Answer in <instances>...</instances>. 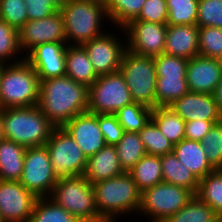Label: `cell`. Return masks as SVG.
Instances as JSON below:
<instances>
[{
	"instance_id": "obj_19",
	"label": "cell",
	"mask_w": 222,
	"mask_h": 222,
	"mask_svg": "<svg viewBox=\"0 0 222 222\" xmlns=\"http://www.w3.org/2000/svg\"><path fill=\"white\" fill-rule=\"evenodd\" d=\"M222 77L217 58L197 55L188 60L186 80L189 91L213 94Z\"/></svg>"
},
{
	"instance_id": "obj_21",
	"label": "cell",
	"mask_w": 222,
	"mask_h": 222,
	"mask_svg": "<svg viewBox=\"0 0 222 222\" xmlns=\"http://www.w3.org/2000/svg\"><path fill=\"white\" fill-rule=\"evenodd\" d=\"M120 166L117 149L112 145H105L96 154L87 158V165L83 176L95 183L123 174Z\"/></svg>"
},
{
	"instance_id": "obj_7",
	"label": "cell",
	"mask_w": 222,
	"mask_h": 222,
	"mask_svg": "<svg viewBox=\"0 0 222 222\" xmlns=\"http://www.w3.org/2000/svg\"><path fill=\"white\" fill-rule=\"evenodd\" d=\"M124 76L134 102L157 107V74L153 57L139 56L126 50L119 70Z\"/></svg>"
},
{
	"instance_id": "obj_11",
	"label": "cell",
	"mask_w": 222,
	"mask_h": 222,
	"mask_svg": "<svg viewBox=\"0 0 222 222\" xmlns=\"http://www.w3.org/2000/svg\"><path fill=\"white\" fill-rule=\"evenodd\" d=\"M115 29L112 31L110 28L103 35L82 45L88 53L97 76L107 75L120 70L123 55L127 50L126 35L123 27H115ZM117 30H119L118 34Z\"/></svg>"
},
{
	"instance_id": "obj_12",
	"label": "cell",
	"mask_w": 222,
	"mask_h": 222,
	"mask_svg": "<svg viewBox=\"0 0 222 222\" xmlns=\"http://www.w3.org/2000/svg\"><path fill=\"white\" fill-rule=\"evenodd\" d=\"M57 180L46 146L26 148L19 182L37 198H44L49 197Z\"/></svg>"
},
{
	"instance_id": "obj_46",
	"label": "cell",
	"mask_w": 222,
	"mask_h": 222,
	"mask_svg": "<svg viewBox=\"0 0 222 222\" xmlns=\"http://www.w3.org/2000/svg\"><path fill=\"white\" fill-rule=\"evenodd\" d=\"M217 122L219 121L192 120L185 122V139L201 142Z\"/></svg>"
},
{
	"instance_id": "obj_47",
	"label": "cell",
	"mask_w": 222,
	"mask_h": 222,
	"mask_svg": "<svg viewBox=\"0 0 222 222\" xmlns=\"http://www.w3.org/2000/svg\"><path fill=\"white\" fill-rule=\"evenodd\" d=\"M213 95L217 103L218 110L220 114L222 115V77H221V80L218 82Z\"/></svg>"
},
{
	"instance_id": "obj_37",
	"label": "cell",
	"mask_w": 222,
	"mask_h": 222,
	"mask_svg": "<svg viewBox=\"0 0 222 222\" xmlns=\"http://www.w3.org/2000/svg\"><path fill=\"white\" fill-rule=\"evenodd\" d=\"M199 0H166L167 25H196Z\"/></svg>"
},
{
	"instance_id": "obj_43",
	"label": "cell",
	"mask_w": 222,
	"mask_h": 222,
	"mask_svg": "<svg viewBox=\"0 0 222 222\" xmlns=\"http://www.w3.org/2000/svg\"><path fill=\"white\" fill-rule=\"evenodd\" d=\"M133 20L167 24L168 9L166 0H146L142 6L141 12Z\"/></svg>"
},
{
	"instance_id": "obj_3",
	"label": "cell",
	"mask_w": 222,
	"mask_h": 222,
	"mask_svg": "<svg viewBox=\"0 0 222 222\" xmlns=\"http://www.w3.org/2000/svg\"><path fill=\"white\" fill-rule=\"evenodd\" d=\"M59 11L63 15L67 45H83L112 28L106 8L97 3L69 0Z\"/></svg>"
},
{
	"instance_id": "obj_41",
	"label": "cell",
	"mask_w": 222,
	"mask_h": 222,
	"mask_svg": "<svg viewBox=\"0 0 222 222\" xmlns=\"http://www.w3.org/2000/svg\"><path fill=\"white\" fill-rule=\"evenodd\" d=\"M157 77H186L188 60L162 53L154 57Z\"/></svg>"
},
{
	"instance_id": "obj_44",
	"label": "cell",
	"mask_w": 222,
	"mask_h": 222,
	"mask_svg": "<svg viewBox=\"0 0 222 222\" xmlns=\"http://www.w3.org/2000/svg\"><path fill=\"white\" fill-rule=\"evenodd\" d=\"M98 125L106 145L115 146L125 132L115 114H98Z\"/></svg>"
},
{
	"instance_id": "obj_13",
	"label": "cell",
	"mask_w": 222,
	"mask_h": 222,
	"mask_svg": "<svg viewBox=\"0 0 222 222\" xmlns=\"http://www.w3.org/2000/svg\"><path fill=\"white\" fill-rule=\"evenodd\" d=\"M123 30L130 52L153 58L164 52L167 24L130 20Z\"/></svg>"
},
{
	"instance_id": "obj_48",
	"label": "cell",
	"mask_w": 222,
	"mask_h": 222,
	"mask_svg": "<svg viewBox=\"0 0 222 222\" xmlns=\"http://www.w3.org/2000/svg\"><path fill=\"white\" fill-rule=\"evenodd\" d=\"M52 4L60 10L69 0H49Z\"/></svg>"
},
{
	"instance_id": "obj_6",
	"label": "cell",
	"mask_w": 222,
	"mask_h": 222,
	"mask_svg": "<svg viewBox=\"0 0 222 222\" xmlns=\"http://www.w3.org/2000/svg\"><path fill=\"white\" fill-rule=\"evenodd\" d=\"M48 198L82 222H105L99 216L93 184L83 175L58 179Z\"/></svg>"
},
{
	"instance_id": "obj_8",
	"label": "cell",
	"mask_w": 222,
	"mask_h": 222,
	"mask_svg": "<svg viewBox=\"0 0 222 222\" xmlns=\"http://www.w3.org/2000/svg\"><path fill=\"white\" fill-rule=\"evenodd\" d=\"M193 196L186 188L160 182L141 192L138 214L144 216L147 222H163L183 208Z\"/></svg>"
},
{
	"instance_id": "obj_23",
	"label": "cell",
	"mask_w": 222,
	"mask_h": 222,
	"mask_svg": "<svg viewBox=\"0 0 222 222\" xmlns=\"http://www.w3.org/2000/svg\"><path fill=\"white\" fill-rule=\"evenodd\" d=\"M65 67L69 78L87 87L98 78L88 53L82 45H67Z\"/></svg>"
},
{
	"instance_id": "obj_17",
	"label": "cell",
	"mask_w": 222,
	"mask_h": 222,
	"mask_svg": "<svg viewBox=\"0 0 222 222\" xmlns=\"http://www.w3.org/2000/svg\"><path fill=\"white\" fill-rule=\"evenodd\" d=\"M63 128L75 140L87 158L96 154L106 145L98 125V114L89 111L78 114Z\"/></svg>"
},
{
	"instance_id": "obj_26",
	"label": "cell",
	"mask_w": 222,
	"mask_h": 222,
	"mask_svg": "<svg viewBox=\"0 0 222 222\" xmlns=\"http://www.w3.org/2000/svg\"><path fill=\"white\" fill-rule=\"evenodd\" d=\"M128 173L140 192L163 182L160 156L144 155Z\"/></svg>"
},
{
	"instance_id": "obj_25",
	"label": "cell",
	"mask_w": 222,
	"mask_h": 222,
	"mask_svg": "<svg viewBox=\"0 0 222 222\" xmlns=\"http://www.w3.org/2000/svg\"><path fill=\"white\" fill-rule=\"evenodd\" d=\"M160 160L163 182L186 188L196 194L199 180L173 152L160 156Z\"/></svg>"
},
{
	"instance_id": "obj_16",
	"label": "cell",
	"mask_w": 222,
	"mask_h": 222,
	"mask_svg": "<svg viewBox=\"0 0 222 222\" xmlns=\"http://www.w3.org/2000/svg\"><path fill=\"white\" fill-rule=\"evenodd\" d=\"M66 42H51L37 45L25 60L37 72L40 81L66 75Z\"/></svg>"
},
{
	"instance_id": "obj_5",
	"label": "cell",
	"mask_w": 222,
	"mask_h": 222,
	"mask_svg": "<svg viewBox=\"0 0 222 222\" xmlns=\"http://www.w3.org/2000/svg\"><path fill=\"white\" fill-rule=\"evenodd\" d=\"M39 92V76L25 59L3 65L0 72L1 109L38 105Z\"/></svg>"
},
{
	"instance_id": "obj_35",
	"label": "cell",
	"mask_w": 222,
	"mask_h": 222,
	"mask_svg": "<svg viewBox=\"0 0 222 222\" xmlns=\"http://www.w3.org/2000/svg\"><path fill=\"white\" fill-rule=\"evenodd\" d=\"M138 134L148 155L162 156L173 151L174 145L162 134L151 118Z\"/></svg>"
},
{
	"instance_id": "obj_49",
	"label": "cell",
	"mask_w": 222,
	"mask_h": 222,
	"mask_svg": "<svg viewBox=\"0 0 222 222\" xmlns=\"http://www.w3.org/2000/svg\"><path fill=\"white\" fill-rule=\"evenodd\" d=\"M85 1L97 3V4H100V5L104 6L105 8H107L110 0H85Z\"/></svg>"
},
{
	"instance_id": "obj_45",
	"label": "cell",
	"mask_w": 222,
	"mask_h": 222,
	"mask_svg": "<svg viewBox=\"0 0 222 222\" xmlns=\"http://www.w3.org/2000/svg\"><path fill=\"white\" fill-rule=\"evenodd\" d=\"M28 20H38L48 17L58 9L49 0H24Z\"/></svg>"
},
{
	"instance_id": "obj_15",
	"label": "cell",
	"mask_w": 222,
	"mask_h": 222,
	"mask_svg": "<svg viewBox=\"0 0 222 222\" xmlns=\"http://www.w3.org/2000/svg\"><path fill=\"white\" fill-rule=\"evenodd\" d=\"M36 200L19 181L0 180V216L4 222H29Z\"/></svg>"
},
{
	"instance_id": "obj_51",
	"label": "cell",
	"mask_w": 222,
	"mask_h": 222,
	"mask_svg": "<svg viewBox=\"0 0 222 222\" xmlns=\"http://www.w3.org/2000/svg\"><path fill=\"white\" fill-rule=\"evenodd\" d=\"M217 60H218L219 63L222 65V53L219 55V57L217 58Z\"/></svg>"
},
{
	"instance_id": "obj_18",
	"label": "cell",
	"mask_w": 222,
	"mask_h": 222,
	"mask_svg": "<svg viewBox=\"0 0 222 222\" xmlns=\"http://www.w3.org/2000/svg\"><path fill=\"white\" fill-rule=\"evenodd\" d=\"M167 107L177 113L185 122L222 120L213 94L189 91Z\"/></svg>"
},
{
	"instance_id": "obj_29",
	"label": "cell",
	"mask_w": 222,
	"mask_h": 222,
	"mask_svg": "<svg viewBox=\"0 0 222 222\" xmlns=\"http://www.w3.org/2000/svg\"><path fill=\"white\" fill-rule=\"evenodd\" d=\"M115 147L120 166L124 172H128L147 154L138 132H124L123 137Z\"/></svg>"
},
{
	"instance_id": "obj_30",
	"label": "cell",
	"mask_w": 222,
	"mask_h": 222,
	"mask_svg": "<svg viewBox=\"0 0 222 222\" xmlns=\"http://www.w3.org/2000/svg\"><path fill=\"white\" fill-rule=\"evenodd\" d=\"M24 59L19 45V31L0 19V63L14 64Z\"/></svg>"
},
{
	"instance_id": "obj_34",
	"label": "cell",
	"mask_w": 222,
	"mask_h": 222,
	"mask_svg": "<svg viewBox=\"0 0 222 222\" xmlns=\"http://www.w3.org/2000/svg\"><path fill=\"white\" fill-rule=\"evenodd\" d=\"M188 92L186 77H157V107H167Z\"/></svg>"
},
{
	"instance_id": "obj_9",
	"label": "cell",
	"mask_w": 222,
	"mask_h": 222,
	"mask_svg": "<svg viewBox=\"0 0 222 222\" xmlns=\"http://www.w3.org/2000/svg\"><path fill=\"white\" fill-rule=\"evenodd\" d=\"M129 88L120 71L98 76L88 87V111L95 114H115L132 104Z\"/></svg>"
},
{
	"instance_id": "obj_2",
	"label": "cell",
	"mask_w": 222,
	"mask_h": 222,
	"mask_svg": "<svg viewBox=\"0 0 222 222\" xmlns=\"http://www.w3.org/2000/svg\"><path fill=\"white\" fill-rule=\"evenodd\" d=\"M93 190L99 216L105 222L138 215L141 192L128 172L93 183Z\"/></svg>"
},
{
	"instance_id": "obj_50",
	"label": "cell",
	"mask_w": 222,
	"mask_h": 222,
	"mask_svg": "<svg viewBox=\"0 0 222 222\" xmlns=\"http://www.w3.org/2000/svg\"><path fill=\"white\" fill-rule=\"evenodd\" d=\"M3 124H2V109L0 108V141L4 140Z\"/></svg>"
},
{
	"instance_id": "obj_32",
	"label": "cell",
	"mask_w": 222,
	"mask_h": 222,
	"mask_svg": "<svg viewBox=\"0 0 222 222\" xmlns=\"http://www.w3.org/2000/svg\"><path fill=\"white\" fill-rule=\"evenodd\" d=\"M29 222H82L50 198H37Z\"/></svg>"
},
{
	"instance_id": "obj_52",
	"label": "cell",
	"mask_w": 222,
	"mask_h": 222,
	"mask_svg": "<svg viewBox=\"0 0 222 222\" xmlns=\"http://www.w3.org/2000/svg\"><path fill=\"white\" fill-rule=\"evenodd\" d=\"M214 222H222V218H218Z\"/></svg>"
},
{
	"instance_id": "obj_39",
	"label": "cell",
	"mask_w": 222,
	"mask_h": 222,
	"mask_svg": "<svg viewBox=\"0 0 222 222\" xmlns=\"http://www.w3.org/2000/svg\"><path fill=\"white\" fill-rule=\"evenodd\" d=\"M199 55L218 58L222 53V29L216 27H198Z\"/></svg>"
},
{
	"instance_id": "obj_4",
	"label": "cell",
	"mask_w": 222,
	"mask_h": 222,
	"mask_svg": "<svg viewBox=\"0 0 222 222\" xmlns=\"http://www.w3.org/2000/svg\"><path fill=\"white\" fill-rule=\"evenodd\" d=\"M4 137L22 146H44L55 126L38 105L2 109Z\"/></svg>"
},
{
	"instance_id": "obj_38",
	"label": "cell",
	"mask_w": 222,
	"mask_h": 222,
	"mask_svg": "<svg viewBox=\"0 0 222 222\" xmlns=\"http://www.w3.org/2000/svg\"><path fill=\"white\" fill-rule=\"evenodd\" d=\"M201 142L209 164L222 169V120L212 126Z\"/></svg>"
},
{
	"instance_id": "obj_10",
	"label": "cell",
	"mask_w": 222,
	"mask_h": 222,
	"mask_svg": "<svg viewBox=\"0 0 222 222\" xmlns=\"http://www.w3.org/2000/svg\"><path fill=\"white\" fill-rule=\"evenodd\" d=\"M45 146L50 156L53 172L58 179L84 174L87 157L63 127L53 129Z\"/></svg>"
},
{
	"instance_id": "obj_1",
	"label": "cell",
	"mask_w": 222,
	"mask_h": 222,
	"mask_svg": "<svg viewBox=\"0 0 222 222\" xmlns=\"http://www.w3.org/2000/svg\"><path fill=\"white\" fill-rule=\"evenodd\" d=\"M38 107L55 127L88 111V87L67 75L40 81Z\"/></svg>"
},
{
	"instance_id": "obj_33",
	"label": "cell",
	"mask_w": 222,
	"mask_h": 222,
	"mask_svg": "<svg viewBox=\"0 0 222 222\" xmlns=\"http://www.w3.org/2000/svg\"><path fill=\"white\" fill-rule=\"evenodd\" d=\"M152 108L133 102L119 109L115 115L125 132H139L151 118Z\"/></svg>"
},
{
	"instance_id": "obj_31",
	"label": "cell",
	"mask_w": 222,
	"mask_h": 222,
	"mask_svg": "<svg viewBox=\"0 0 222 222\" xmlns=\"http://www.w3.org/2000/svg\"><path fill=\"white\" fill-rule=\"evenodd\" d=\"M216 219L215 211L194 195L183 208L163 222H214Z\"/></svg>"
},
{
	"instance_id": "obj_14",
	"label": "cell",
	"mask_w": 222,
	"mask_h": 222,
	"mask_svg": "<svg viewBox=\"0 0 222 222\" xmlns=\"http://www.w3.org/2000/svg\"><path fill=\"white\" fill-rule=\"evenodd\" d=\"M51 42H66L63 15L59 10L42 19L28 20L19 30V45L25 56L37 45Z\"/></svg>"
},
{
	"instance_id": "obj_40",
	"label": "cell",
	"mask_w": 222,
	"mask_h": 222,
	"mask_svg": "<svg viewBox=\"0 0 222 222\" xmlns=\"http://www.w3.org/2000/svg\"><path fill=\"white\" fill-rule=\"evenodd\" d=\"M196 25L222 29V0H199Z\"/></svg>"
},
{
	"instance_id": "obj_20",
	"label": "cell",
	"mask_w": 222,
	"mask_h": 222,
	"mask_svg": "<svg viewBox=\"0 0 222 222\" xmlns=\"http://www.w3.org/2000/svg\"><path fill=\"white\" fill-rule=\"evenodd\" d=\"M198 39L197 25H167L163 53L189 60L199 55Z\"/></svg>"
},
{
	"instance_id": "obj_28",
	"label": "cell",
	"mask_w": 222,
	"mask_h": 222,
	"mask_svg": "<svg viewBox=\"0 0 222 222\" xmlns=\"http://www.w3.org/2000/svg\"><path fill=\"white\" fill-rule=\"evenodd\" d=\"M195 195L208 204L218 218H222V169H215L199 180Z\"/></svg>"
},
{
	"instance_id": "obj_27",
	"label": "cell",
	"mask_w": 222,
	"mask_h": 222,
	"mask_svg": "<svg viewBox=\"0 0 222 222\" xmlns=\"http://www.w3.org/2000/svg\"><path fill=\"white\" fill-rule=\"evenodd\" d=\"M151 119L173 145L185 139V121L169 107L153 108Z\"/></svg>"
},
{
	"instance_id": "obj_42",
	"label": "cell",
	"mask_w": 222,
	"mask_h": 222,
	"mask_svg": "<svg viewBox=\"0 0 222 222\" xmlns=\"http://www.w3.org/2000/svg\"><path fill=\"white\" fill-rule=\"evenodd\" d=\"M24 0H0V19L18 31L28 21Z\"/></svg>"
},
{
	"instance_id": "obj_24",
	"label": "cell",
	"mask_w": 222,
	"mask_h": 222,
	"mask_svg": "<svg viewBox=\"0 0 222 222\" xmlns=\"http://www.w3.org/2000/svg\"><path fill=\"white\" fill-rule=\"evenodd\" d=\"M26 147L14 141H0V180L19 181Z\"/></svg>"
},
{
	"instance_id": "obj_22",
	"label": "cell",
	"mask_w": 222,
	"mask_h": 222,
	"mask_svg": "<svg viewBox=\"0 0 222 222\" xmlns=\"http://www.w3.org/2000/svg\"><path fill=\"white\" fill-rule=\"evenodd\" d=\"M172 152L198 180L215 170L207 161L200 141L183 139L174 145Z\"/></svg>"
},
{
	"instance_id": "obj_36",
	"label": "cell",
	"mask_w": 222,
	"mask_h": 222,
	"mask_svg": "<svg viewBox=\"0 0 222 222\" xmlns=\"http://www.w3.org/2000/svg\"><path fill=\"white\" fill-rule=\"evenodd\" d=\"M146 0H110L106 8L112 29L123 27L141 12ZM113 24V25H112Z\"/></svg>"
},
{
	"instance_id": "obj_53",
	"label": "cell",
	"mask_w": 222,
	"mask_h": 222,
	"mask_svg": "<svg viewBox=\"0 0 222 222\" xmlns=\"http://www.w3.org/2000/svg\"><path fill=\"white\" fill-rule=\"evenodd\" d=\"M2 67H3V64L0 63V72H1V70H2Z\"/></svg>"
}]
</instances>
